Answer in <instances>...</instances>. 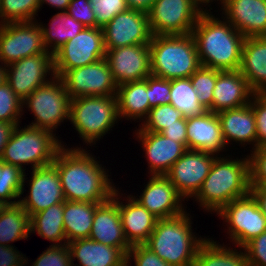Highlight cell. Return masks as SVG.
<instances>
[{
	"mask_svg": "<svg viewBox=\"0 0 266 266\" xmlns=\"http://www.w3.org/2000/svg\"><path fill=\"white\" fill-rule=\"evenodd\" d=\"M22 100L5 81L0 84V122L19 125L23 115Z\"/></svg>",
	"mask_w": 266,
	"mask_h": 266,
	"instance_id": "obj_40",
	"label": "cell"
},
{
	"mask_svg": "<svg viewBox=\"0 0 266 266\" xmlns=\"http://www.w3.org/2000/svg\"><path fill=\"white\" fill-rule=\"evenodd\" d=\"M186 132L188 150L218 155L226 148L217 113L207 110L200 115L187 118Z\"/></svg>",
	"mask_w": 266,
	"mask_h": 266,
	"instance_id": "obj_23",
	"label": "cell"
},
{
	"mask_svg": "<svg viewBox=\"0 0 266 266\" xmlns=\"http://www.w3.org/2000/svg\"><path fill=\"white\" fill-rule=\"evenodd\" d=\"M5 205L0 201V212Z\"/></svg>",
	"mask_w": 266,
	"mask_h": 266,
	"instance_id": "obj_57",
	"label": "cell"
},
{
	"mask_svg": "<svg viewBox=\"0 0 266 266\" xmlns=\"http://www.w3.org/2000/svg\"><path fill=\"white\" fill-rule=\"evenodd\" d=\"M219 70L201 66L189 78L194 87L198 101L206 110L212 112L213 89Z\"/></svg>",
	"mask_w": 266,
	"mask_h": 266,
	"instance_id": "obj_39",
	"label": "cell"
},
{
	"mask_svg": "<svg viewBox=\"0 0 266 266\" xmlns=\"http://www.w3.org/2000/svg\"><path fill=\"white\" fill-rule=\"evenodd\" d=\"M102 30L106 49L149 44L153 36L147 13L134 9L116 15Z\"/></svg>",
	"mask_w": 266,
	"mask_h": 266,
	"instance_id": "obj_16",
	"label": "cell"
},
{
	"mask_svg": "<svg viewBox=\"0 0 266 266\" xmlns=\"http://www.w3.org/2000/svg\"><path fill=\"white\" fill-rule=\"evenodd\" d=\"M70 100L61 78L51 77L22 101V108L31 110L35 119L27 126L54 133L61 122L69 120Z\"/></svg>",
	"mask_w": 266,
	"mask_h": 266,
	"instance_id": "obj_8",
	"label": "cell"
},
{
	"mask_svg": "<svg viewBox=\"0 0 266 266\" xmlns=\"http://www.w3.org/2000/svg\"><path fill=\"white\" fill-rule=\"evenodd\" d=\"M262 214L266 217V185H251L250 192Z\"/></svg>",
	"mask_w": 266,
	"mask_h": 266,
	"instance_id": "obj_51",
	"label": "cell"
},
{
	"mask_svg": "<svg viewBox=\"0 0 266 266\" xmlns=\"http://www.w3.org/2000/svg\"><path fill=\"white\" fill-rule=\"evenodd\" d=\"M0 64V84H2L6 81V65Z\"/></svg>",
	"mask_w": 266,
	"mask_h": 266,
	"instance_id": "obj_55",
	"label": "cell"
},
{
	"mask_svg": "<svg viewBox=\"0 0 266 266\" xmlns=\"http://www.w3.org/2000/svg\"><path fill=\"white\" fill-rule=\"evenodd\" d=\"M226 145L231 141L256 148V120L250 104L217 113Z\"/></svg>",
	"mask_w": 266,
	"mask_h": 266,
	"instance_id": "obj_26",
	"label": "cell"
},
{
	"mask_svg": "<svg viewBox=\"0 0 266 266\" xmlns=\"http://www.w3.org/2000/svg\"><path fill=\"white\" fill-rule=\"evenodd\" d=\"M189 213L158 219L145 245L172 266H192L199 246L207 239L196 237Z\"/></svg>",
	"mask_w": 266,
	"mask_h": 266,
	"instance_id": "obj_4",
	"label": "cell"
},
{
	"mask_svg": "<svg viewBox=\"0 0 266 266\" xmlns=\"http://www.w3.org/2000/svg\"><path fill=\"white\" fill-rule=\"evenodd\" d=\"M150 45L151 75L167 80L189 78L202 65L192 34L153 35Z\"/></svg>",
	"mask_w": 266,
	"mask_h": 266,
	"instance_id": "obj_5",
	"label": "cell"
},
{
	"mask_svg": "<svg viewBox=\"0 0 266 266\" xmlns=\"http://www.w3.org/2000/svg\"><path fill=\"white\" fill-rule=\"evenodd\" d=\"M209 11L206 7L191 32L201 65L219 71L239 70L245 37L224 17L222 21Z\"/></svg>",
	"mask_w": 266,
	"mask_h": 266,
	"instance_id": "obj_2",
	"label": "cell"
},
{
	"mask_svg": "<svg viewBox=\"0 0 266 266\" xmlns=\"http://www.w3.org/2000/svg\"><path fill=\"white\" fill-rule=\"evenodd\" d=\"M119 119L116 95L85 96L70 100L69 121L81 140L89 146L95 145L112 130Z\"/></svg>",
	"mask_w": 266,
	"mask_h": 266,
	"instance_id": "obj_7",
	"label": "cell"
},
{
	"mask_svg": "<svg viewBox=\"0 0 266 266\" xmlns=\"http://www.w3.org/2000/svg\"><path fill=\"white\" fill-rule=\"evenodd\" d=\"M223 17L245 38L266 36V0H220Z\"/></svg>",
	"mask_w": 266,
	"mask_h": 266,
	"instance_id": "obj_20",
	"label": "cell"
},
{
	"mask_svg": "<svg viewBox=\"0 0 266 266\" xmlns=\"http://www.w3.org/2000/svg\"><path fill=\"white\" fill-rule=\"evenodd\" d=\"M250 160V185H266V147L255 148Z\"/></svg>",
	"mask_w": 266,
	"mask_h": 266,
	"instance_id": "obj_46",
	"label": "cell"
},
{
	"mask_svg": "<svg viewBox=\"0 0 266 266\" xmlns=\"http://www.w3.org/2000/svg\"><path fill=\"white\" fill-rule=\"evenodd\" d=\"M105 55L102 28L85 27L53 54L55 76L60 77L68 70L97 62Z\"/></svg>",
	"mask_w": 266,
	"mask_h": 266,
	"instance_id": "obj_11",
	"label": "cell"
},
{
	"mask_svg": "<svg viewBox=\"0 0 266 266\" xmlns=\"http://www.w3.org/2000/svg\"><path fill=\"white\" fill-rule=\"evenodd\" d=\"M95 13L96 24L102 28L116 15L129 9L126 0H88Z\"/></svg>",
	"mask_w": 266,
	"mask_h": 266,
	"instance_id": "obj_41",
	"label": "cell"
},
{
	"mask_svg": "<svg viewBox=\"0 0 266 266\" xmlns=\"http://www.w3.org/2000/svg\"><path fill=\"white\" fill-rule=\"evenodd\" d=\"M249 104L256 120V148L266 147V93H254Z\"/></svg>",
	"mask_w": 266,
	"mask_h": 266,
	"instance_id": "obj_44",
	"label": "cell"
},
{
	"mask_svg": "<svg viewBox=\"0 0 266 266\" xmlns=\"http://www.w3.org/2000/svg\"><path fill=\"white\" fill-rule=\"evenodd\" d=\"M30 216L17 203L5 205L0 212V245L11 246L8 243L30 237Z\"/></svg>",
	"mask_w": 266,
	"mask_h": 266,
	"instance_id": "obj_34",
	"label": "cell"
},
{
	"mask_svg": "<svg viewBox=\"0 0 266 266\" xmlns=\"http://www.w3.org/2000/svg\"><path fill=\"white\" fill-rule=\"evenodd\" d=\"M134 260L135 266H172L163 261L145 244L133 245L126 255V266ZM131 266V265H130Z\"/></svg>",
	"mask_w": 266,
	"mask_h": 266,
	"instance_id": "obj_45",
	"label": "cell"
},
{
	"mask_svg": "<svg viewBox=\"0 0 266 266\" xmlns=\"http://www.w3.org/2000/svg\"><path fill=\"white\" fill-rule=\"evenodd\" d=\"M67 13L86 28L99 27L96 24L95 13L88 0H71Z\"/></svg>",
	"mask_w": 266,
	"mask_h": 266,
	"instance_id": "obj_47",
	"label": "cell"
},
{
	"mask_svg": "<svg viewBox=\"0 0 266 266\" xmlns=\"http://www.w3.org/2000/svg\"><path fill=\"white\" fill-rule=\"evenodd\" d=\"M15 248V246L0 245V266H25L29 264L28 258ZM28 263V264H27Z\"/></svg>",
	"mask_w": 266,
	"mask_h": 266,
	"instance_id": "obj_49",
	"label": "cell"
},
{
	"mask_svg": "<svg viewBox=\"0 0 266 266\" xmlns=\"http://www.w3.org/2000/svg\"><path fill=\"white\" fill-rule=\"evenodd\" d=\"M170 104L180 111L184 118L200 115L207 111L198 101L190 78L171 80Z\"/></svg>",
	"mask_w": 266,
	"mask_h": 266,
	"instance_id": "obj_35",
	"label": "cell"
},
{
	"mask_svg": "<svg viewBox=\"0 0 266 266\" xmlns=\"http://www.w3.org/2000/svg\"><path fill=\"white\" fill-rule=\"evenodd\" d=\"M64 202L51 205L30 217V233L51 241L52 246L65 245L67 239L64 231ZM64 241V242H63Z\"/></svg>",
	"mask_w": 266,
	"mask_h": 266,
	"instance_id": "obj_32",
	"label": "cell"
},
{
	"mask_svg": "<svg viewBox=\"0 0 266 266\" xmlns=\"http://www.w3.org/2000/svg\"><path fill=\"white\" fill-rule=\"evenodd\" d=\"M39 0H0V24L35 21Z\"/></svg>",
	"mask_w": 266,
	"mask_h": 266,
	"instance_id": "obj_37",
	"label": "cell"
},
{
	"mask_svg": "<svg viewBox=\"0 0 266 266\" xmlns=\"http://www.w3.org/2000/svg\"><path fill=\"white\" fill-rule=\"evenodd\" d=\"M243 248L249 266H266V231L253 238Z\"/></svg>",
	"mask_w": 266,
	"mask_h": 266,
	"instance_id": "obj_48",
	"label": "cell"
},
{
	"mask_svg": "<svg viewBox=\"0 0 266 266\" xmlns=\"http://www.w3.org/2000/svg\"><path fill=\"white\" fill-rule=\"evenodd\" d=\"M31 174L28 180L29 194L19 199V204L30 217L51 205L65 201L60 177L53 163L33 169Z\"/></svg>",
	"mask_w": 266,
	"mask_h": 266,
	"instance_id": "obj_17",
	"label": "cell"
},
{
	"mask_svg": "<svg viewBox=\"0 0 266 266\" xmlns=\"http://www.w3.org/2000/svg\"><path fill=\"white\" fill-rule=\"evenodd\" d=\"M171 80L149 75L146 77V91L151 107L170 104Z\"/></svg>",
	"mask_w": 266,
	"mask_h": 266,
	"instance_id": "obj_42",
	"label": "cell"
},
{
	"mask_svg": "<svg viewBox=\"0 0 266 266\" xmlns=\"http://www.w3.org/2000/svg\"><path fill=\"white\" fill-rule=\"evenodd\" d=\"M15 126L13 123L0 122V158Z\"/></svg>",
	"mask_w": 266,
	"mask_h": 266,
	"instance_id": "obj_52",
	"label": "cell"
},
{
	"mask_svg": "<svg viewBox=\"0 0 266 266\" xmlns=\"http://www.w3.org/2000/svg\"><path fill=\"white\" fill-rule=\"evenodd\" d=\"M50 21L48 27L41 22H39V25L42 30L44 47L52 55L85 28L82 23L70 16L67 11L58 12Z\"/></svg>",
	"mask_w": 266,
	"mask_h": 266,
	"instance_id": "obj_33",
	"label": "cell"
},
{
	"mask_svg": "<svg viewBox=\"0 0 266 266\" xmlns=\"http://www.w3.org/2000/svg\"><path fill=\"white\" fill-rule=\"evenodd\" d=\"M187 118L182 117L178 120V124L167 126L161 134L167 138L173 139L175 142L184 144L187 147V132H186Z\"/></svg>",
	"mask_w": 266,
	"mask_h": 266,
	"instance_id": "obj_50",
	"label": "cell"
},
{
	"mask_svg": "<svg viewBox=\"0 0 266 266\" xmlns=\"http://www.w3.org/2000/svg\"><path fill=\"white\" fill-rule=\"evenodd\" d=\"M121 197L118 189H116L112 195V199L118 204L122 227L127 242L131 246L145 244L153 232L158 218L136 201L133 195L127 196L125 199L126 203L120 202L119 199Z\"/></svg>",
	"mask_w": 266,
	"mask_h": 266,
	"instance_id": "obj_22",
	"label": "cell"
},
{
	"mask_svg": "<svg viewBox=\"0 0 266 266\" xmlns=\"http://www.w3.org/2000/svg\"><path fill=\"white\" fill-rule=\"evenodd\" d=\"M49 75L55 76L52 54L26 57L6 66V82L22 101L50 81Z\"/></svg>",
	"mask_w": 266,
	"mask_h": 266,
	"instance_id": "obj_15",
	"label": "cell"
},
{
	"mask_svg": "<svg viewBox=\"0 0 266 266\" xmlns=\"http://www.w3.org/2000/svg\"><path fill=\"white\" fill-rule=\"evenodd\" d=\"M216 156L206 151L187 149L165 176L185 199L192 198L200 190Z\"/></svg>",
	"mask_w": 266,
	"mask_h": 266,
	"instance_id": "obj_14",
	"label": "cell"
},
{
	"mask_svg": "<svg viewBox=\"0 0 266 266\" xmlns=\"http://www.w3.org/2000/svg\"><path fill=\"white\" fill-rule=\"evenodd\" d=\"M19 127L20 124L14 127L0 160L24 172L26 169L23 165L31 164L33 170L52 164L64 145L56 133L30 126Z\"/></svg>",
	"mask_w": 266,
	"mask_h": 266,
	"instance_id": "obj_6",
	"label": "cell"
},
{
	"mask_svg": "<svg viewBox=\"0 0 266 266\" xmlns=\"http://www.w3.org/2000/svg\"><path fill=\"white\" fill-rule=\"evenodd\" d=\"M200 190L193 197L205 211L216 214L228 203L250 192V160L218 157Z\"/></svg>",
	"mask_w": 266,
	"mask_h": 266,
	"instance_id": "obj_3",
	"label": "cell"
},
{
	"mask_svg": "<svg viewBox=\"0 0 266 266\" xmlns=\"http://www.w3.org/2000/svg\"><path fill=\"white\" fill-rule=\"evenodd\" d=\"M201 3H202V5H204V7L207 5H211V4H209V3H211V2H213V1H215V0H199Z\"/></svg>",
	"mask_w": 266,
	"mask_h": 266,
	"instance_id": "obj_56",
	"label": "cell"
},
{
	"mask_svg": "<svg viewBox=\"0 0 266 266\" xmlns=\"http://www.w3.org/2000/svg\"><path fill=\"white\" fill-rule=\"evenodd\" d=\"M72 266H126V255L119 249L90 238L68 243ZM77 259L79 265L73 261Z\"/></svg>",
	"mask_w": 266,
	"mask_h": 266,
	"instance_id": "obj_27",
	"label": "cell"
},
{
	"mask_svg": "<svg viewBox=\"0 0 266 266\" xmlns=\"http://www.w3.org/2000/svg\"><path fill=\"white\" fill-rule=\"evenodd\" d=\"M239 71L255 93H266V36L245 38Z\"/></svg>",
	"mask_w": 266,
	"mask_h": 266,
	"instance_id": "obj_28",
	"label": "cell"
},
{
	"mask_svg": "<svg viewBox=\"0 0 266 266\" xmlns=\"http://www.w3.org/2000/svg\"><path fill=\"white\" fill-rule=\"evenodd\" d=\"M182 117L180 111L171 104L155 106L150 109L141 125L139 124L140 129L135 131L161 133L167 126L178 124V120Z\"/></svg>",
	"mask_w": 266,
	"mask_h": 266,
	"instance_id": "obj_38",
	"label": "cell"
},
{
	"mask_svg": "<svg viewBox=\"0 0 266 266\" xmlns=\"http://www.w3.org/2000/svg\"><path fill=\"white\" fill-rule=\"evenodd\" d=\"M199 0H155L147 12L152 35L190 34L206 10Z\"/></svg>",
	"mask_w": 266,
	"mask_h": 266,
	"instance_id": "obj_9",
	"label": "cell"
},
{
	"mask_svg": "<svg viewBox=\"0 0 266 266\" xmlns=\"http://www.w3.org/2000/svg\"><path fill=\"white\" fill-rule=\"evenodd\" d=\"M146 91V78L140 81L128 82L117 87L116 99L118 115L127 120H144L152 108Z\"/></svg>",
	"mask_w": 266,
	"mask_h": 266,
	"instance_id": "obj_29",
	"label": "cell"
},
{
	"mask_svg": "<svg viewBox=\"0 0 266 266\" xmlns=\"http://www.w3.org/2000/svg\"><path fill=\"white\" fill-rule=\"evenodd\" d=\"M139 198L142 206L158 219L170 218L186 212L182 204L185 198L165 175H151Z\"/></svg>",
	"mask_w": 266,
	"mask_h": 266,
	"instance_id": "obj_19",
	"label": "cell"
},
{
	"mask_svg": "<svg viewBox=\"0 0 266 266\" xmlns=\"http://www.w3.org/2000/svg\"><path fill=\"white\" fill-rule=\"evenodd\" d=\"M31 266H72L71 253L68 244L50 245L38 256Z\"/></svg>",
	"mask_w": 266,
	"mask_h": 266,
	"instance_id": "obj_43",
	"label": "cell"
},
{
	"mask_svg": "<svg viewBox=\"0 0 266 266\" xmlns=\"http://www.w3.org/2000/svg\"><path fill=\"white\" fill-rule=\"evenodd\" d=\"M217 215L227 223L228 238L238 248L266 231V217L250 193L226 204Z\"/></svg>",
	"mask_w": 266,
	"mask_h": 266,
	"instance_id": "obj_10",
	"label": "cell"
},
{
	"mask_svg": "<svg viewBox=\"0 0 266 266\" xmlns=\"http://www.w3.org/2000/svg\"><path fill=\"white\" fill-rule=\"evenodd\" d=\"M155 0H126L129 9L148 12Z\"/></svg>",
	"mask_w": 266,
	"mask_h": 266,
	"instance_id": "obj_53",
	"label": "cell"
},
{
	"mask_svg": "<svg viewBox=\"0 0 266 266\" xmlns=\"http://www.w3.org/2000/svg\"><path fill=\"white\" fill-rule=\"evenodd\" d=\"M65 146V147H64ZM58 151L53 164L57 168L65 200L105 203L116 190L96 156L81 147ZM94 156V157H93Z\"/></svg>",
	"mask_w": 266,
	"mask_h": 266,
	"instance_id": "obj_1",
	"label": "cell"
},
{
	"mask_svg": "<svg viewBox=\"0 0 266 266\" xmlns=\"http://www.w3.org/2000/svg\"><path fill=\"white\" fill-rule=\"evenodd\" d=\"M254 93L239 70L219 71L213 89L212 112L218 113L247 105Z\"/></svg>",
	"mask_w": 266,
	"mask_h": 266,
	"instance_id": "obj_25",
	"label": "cell"
},
{
	"mask_svg": "<svg viewBox=\"0 0 266 266\" xmlns=\"http://www.w3.org/2000/svg\"><path fill=\"white\" fill-rule=\"evenodd\" d=\"M71 0H39L40 3V9L43 6V4H48L51 7L57 8L61 11H67V8L69 6V3Z\"/></svg>",
	"mask_w": 266,
	"mask_h": 266,
	"instance_id": "obj_54",
	"label": "cell"
},
{
	"mask_svg": "<svg viewBox=\"0 0 266 266\" xmlns=\"http://www.w3.org/2000/svg\"><path fill=\"white\" fill-rule=\"evenodd\" d=\"M148 160L149 175H165L188 149L161 133L136 131Z\"/></svg>",
	"mask_w": 266,
	"mask_h": 266,
	"instance_id": "obj_21",
	"label": "cell"
},
{
	"mask_svg": "<svg viewBox=\"0 0 266 266\" xmlns=\"http://www.w3.org/2000/svg\"><path fill=\"white\" fill-rule=\"evenodd\" d=\"M38 54L51 53L44 47L37 20L0 24V62L3 65Z\"/></svg>",
	"mask_w": 266,
	"mask_h": 266,
	"instance_id": "obj_12",
	"label": "cell"
},
{
	"mask_svg": "<svg viewBox=\"0 0 266 266\" xmlns=\"http://www.w3.org/2000/svg\"><path fill=\"white\" fill-rule=\"evenodd\" d=\"M71 99L85 96L116 95L117 85L106 58L68 70L60 76Z\"/></svg>",
	"mask_w": 266,
	"mask_h": 266,
	"instance_id": "obj_13",
	"label": "cell"
},
{
	"mask_svg": "<svg viewBox=\"0 0 266 266\" xmlns=\"http://www.w3.org/2000/svg\"><path fill=\"white\" fill-rule=\"evenodd\" d=\"M26 173L17 166L4 163L0 160V201L4 205L19 203L24 193ZM18 201H15V200ZM13 200V201H12Z\"/></svg>",
	"mask_w": 266,
	"mask_h": 266,
	"instance_id": "obj_36",
	"label": "cell"
},
{
	"mask_svg": "<svg viewBox=\"0 0 266 266\" xmlns=\"http://www.w3.org/2000/svg\"><path fill=\"white\" fill-rule=\"evenodd\" d=\"M101 203L64 201V231L67 243L89 238L96 208Z\"/></svg>",
	"mask_w": 266,
	"mask_h": 266,
	"instance_id": "obj_30",
	"label": "cell"
},
{
	"mask_svg": "<svg viewBox=\"0 0 266 266\" xmlns=\"http://www.w3.org/2000/svg\"><path fill=\"white\" fill-rule=\"evenodd\" d=\"M89 238L119 248L125 255L132 247L124 235L118 204L112 198L96 208Z\"/></svg>",
	"mask_w": 266,
	"mask_h": 266,
	"instance_id": "obj_24",
	"label": "cell"
},
{
	"mask_svg": "<svg viewBox=\"0 0 266 266\" xmlns=\"http://www.w3.org/2000/svg\"><path fill=\"white\" fill-rule=\"evenodd\" d=\"M210 239L207 238L199 246L192 266H249L243 247L238 252V248L232 249L231 246L227 247L224 243L221 245Z\"/></svg>",
	"mask_w": 266,
	"mask_h": 266,
	"instance_id": "obj_31",
	"label": "cell"
},
{
	"mask_svg": "<svg viewBox=\"0 0 266 266\" xmlns=\"http://www.w3.org/2000/svg\"><path fill=\"white\" fill-rule=\"evenodd\" d=\"M105 58L117 86L144 80L151 75L149 44L106 49Z\"/></svg>",
	"mask_w": 266,
	"mask_h": 266,
	"instance_id": "obj_18",
	"label": "cell"
}]
</instances>
